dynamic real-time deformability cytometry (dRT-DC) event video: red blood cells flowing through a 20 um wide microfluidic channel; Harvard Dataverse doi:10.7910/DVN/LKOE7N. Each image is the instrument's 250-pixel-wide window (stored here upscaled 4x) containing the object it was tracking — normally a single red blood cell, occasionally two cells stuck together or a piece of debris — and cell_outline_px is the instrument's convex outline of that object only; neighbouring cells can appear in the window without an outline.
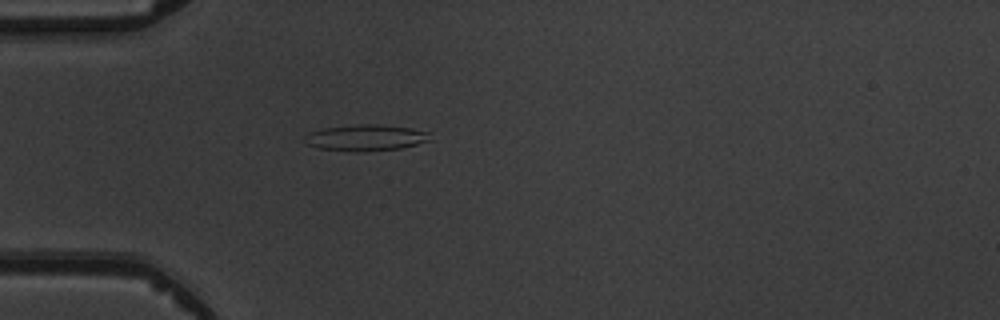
{"species": "common noctule bat (a hibernating species)", "species_latin": "Nyctalus noctula", "temperature_condition": "warm", "stored_images_in_passage": 2, "camera_frame_rate_fps": 3000, "um_per_image_px": 0.085, "animal": {"sex": "male", "body_mass_g": 19.5, "forearm_length_mm": 54.6}, "frame": {"image": 1, "passage_image": 2, "time_ms": 1.333, "image_size_px": [1000, 320], "cell_outline_px": [[432, 140], [400, 148], [356, 152], [352, 152], [320, 148], [308, 144], [304, 136], [308, 132], [324, 128], [360, 124], [376, 124], [412, 128], [428, 132]], "centroid_in_image_um": [31.1, 11.7], "position_along_channel_um": 53.9, "area_um2": 19.02}}